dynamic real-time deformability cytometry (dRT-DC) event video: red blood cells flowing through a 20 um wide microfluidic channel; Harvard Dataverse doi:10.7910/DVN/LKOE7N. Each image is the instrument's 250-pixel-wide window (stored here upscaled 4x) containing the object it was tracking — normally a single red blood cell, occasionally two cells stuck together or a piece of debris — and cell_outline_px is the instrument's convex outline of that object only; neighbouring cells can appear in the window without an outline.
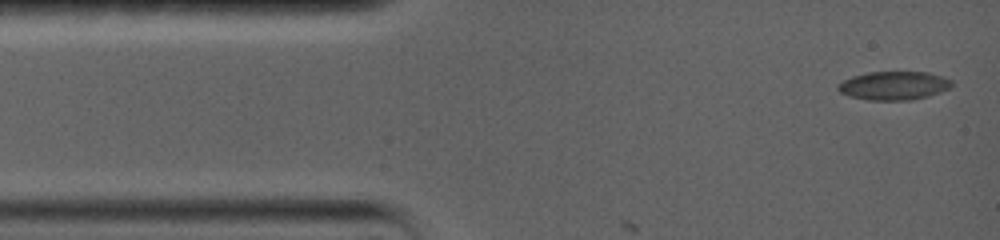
{"species": "common noctule bat (a hibernating species)", "species_latin": "Nyctalus noctula", "temperature_condition": "warm", "stored_images_in_passage": 37, "camera_frame_rate_fps": 5000, "um_per_image_px": 0.085, "animal": {"sex": "female", "body_mass_g": 19.0, "forearm_length_mm": 56.7}, "frame": {"image": 1, "passage_image": 1, "time_ms": 0.0, "image_size_px": [1000, 240], "cell_outline_px": [[952, 84], [948, 88], [940, 92], [928, 96], [912, 100], [868, 100], [848, 96], [840, 92], [836, 88], [836, 84], [852, 76], [868, 72], [928, 72], [944, 76], [952, 80]], "centroid_in_image_um": [75.96, 7.27], "position_along_channel_um": 9.0, "area_um2": 19.07}}
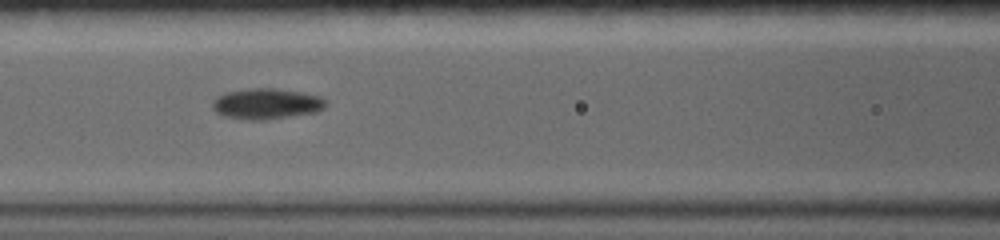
{"frame": {"image": 2, "passage_image": 16, "time_ms": 5.8, "image_size_px": [1000, 240], "cell_outline_px": [[328, 104], [324, 108], [316, 112], [264, 120], [252, 120], [224, 116], [216, 112], [212, 108], [212, 100], [216, 96], [224, 92], [248, 88], [276, 88], [304, 92], [320, 96], [328, 100]], "centroid_in_image_um": [22.66, 8.8], "position_along_channel_um": 143.9, "area_um2": 20.63}}
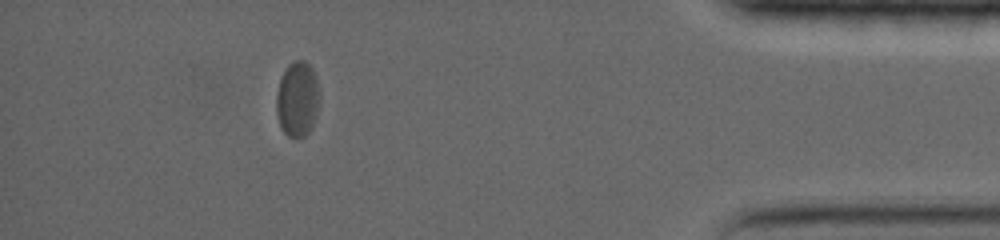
{"frame": {"image": 3, "passage_image": 32, "time_ms": 14.8, "image_size_px": [1000, 240], "cell_outline_px": [[320, 104], [312, 128], [304, 136], [296, 140], [288, 136], [280, 128], [276, 112], [276, 92], [280, 76], [284, 68], [292, 60], [304, 60], [312, 68], [316, 76], [320, 88]], "centroid_in_image_um": [25.28, 8.42], "position_along_channel_um": 409.9, "area_um2": 19.83}, "authors_computed_cell_mechanics": {"area_um2": 19.074, "velocity_mm_per_s": 3.5325, "shape_relaxation_time_tau1_ms": 6.1888, "shape_relaxation_time_tau2_ms": 2.9391, "deformation_change_tau1": 0.1411, "deformation_change_tau2": 0.0504}}